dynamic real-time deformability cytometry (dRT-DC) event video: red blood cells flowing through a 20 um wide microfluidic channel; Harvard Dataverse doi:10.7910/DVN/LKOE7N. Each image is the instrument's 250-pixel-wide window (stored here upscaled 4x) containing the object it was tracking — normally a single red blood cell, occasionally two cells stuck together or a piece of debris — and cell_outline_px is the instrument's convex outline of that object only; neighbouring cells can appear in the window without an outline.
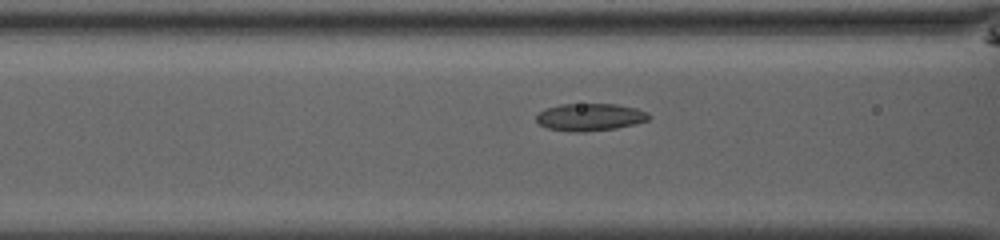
{"species": "common noctule bat (a hibernating species)", "species_latin": "Nyctalus noctula", "temperature_condition": "room temperature", "stored_images_in_passage": 48, "camera_frame_rate_fps": 3000, "um_per_image_px": 0.085, "animal": {"sex": "male", "body_mass_g": 13.0, "forearm_length_mm": 53.1}, "frame": {"image": 1, "passage_image": 23, "time_ms": 7.333, "image_size_px": [1000, 240], "cell_outline_px": [[652, 116], [648, 120], [636, 124], [616, 128], [584, 132], [572, 132], [548, 128], [540, 124], [536, 120], [536, 116], [544, 108], [560, 104], [616, 104], [636, 108], [648, 112]], "centroid_in_image_um": [50.17, 9.95], "position_along_channel_um": 116.4, "area_um2": 18.09}}
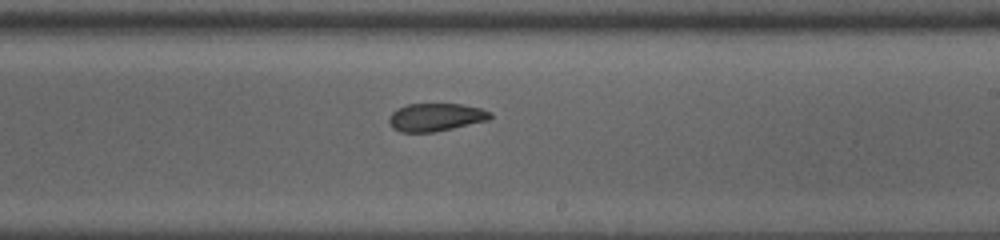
{"frame": {"image": 2, "passage_image": 33, "time_ms": 10.667, "image_size_px": [1000, 240], "cell_outline_px": [[492, 116], [488, 120], [452, 128], [432, 132], [400, 132], [392, 128], [388, 120], [392, 112], [408, 104], [460, 104], [480, 108], [492, 112]], "centroid_in_image_um": [37.03, 9.96], "position_along_channel_um": 252.0, "area_um2": 16.3}}
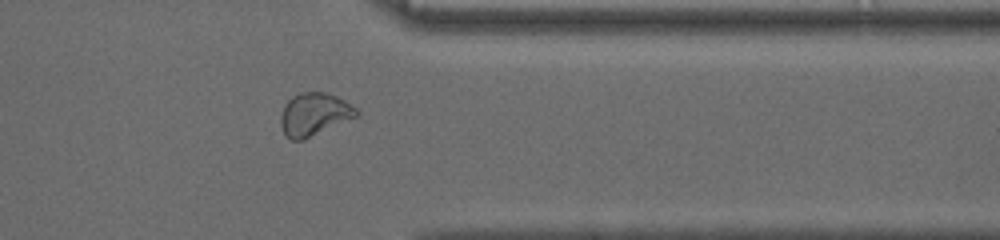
{"frame": {"image": 3, "passage_image": 43, "time_ms": 14.0, "image_size_px": [1000, 240], "cell_outline_px": [[360, 116], [304, 140], [292, 140], [284, 136], [280, 124], [280, 120], [284, 104], [292, 96], [300, 92], [324, 92], [336, 96], [344, 100], [356, 108], [360, 112]], "centroid_in_image_um": [26.72, 9.73], "position_along_channel_um": 384.7, "area_um2": 19.25}}